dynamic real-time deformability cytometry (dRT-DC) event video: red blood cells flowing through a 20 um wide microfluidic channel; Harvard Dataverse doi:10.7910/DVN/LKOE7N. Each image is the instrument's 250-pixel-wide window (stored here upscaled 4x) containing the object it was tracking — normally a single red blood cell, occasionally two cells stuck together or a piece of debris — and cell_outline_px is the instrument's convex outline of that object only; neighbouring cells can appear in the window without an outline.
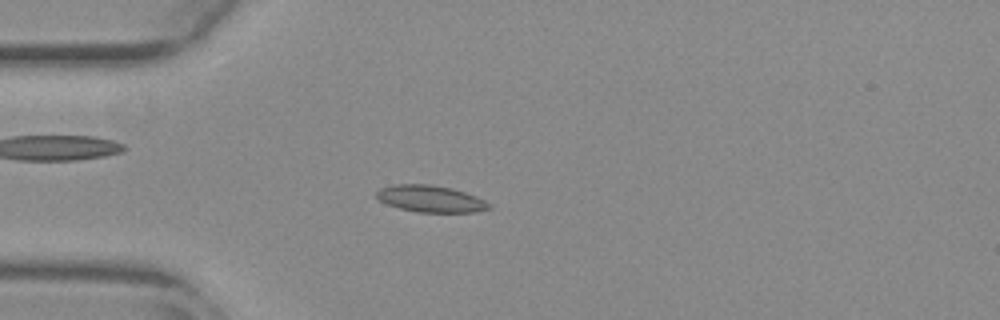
{"species": "common noctule bat (a hibernating species)", "species_latin": "Nyctalus noctula", "temperature_condition": "warm", "stored_images_in_passage": 55, "camera_frame_rate_fps": 3000, "um_per_image_px": 0.085, "animal": {"sex": "female", "body_mass_g": 29.2, "forearm_length_mm": 56.3}, "frame": {"image": 1, "passage_image": 15, "time_ms": 4.667, "image_size_px": [1000, 320], "cell_outline_px": [[492, 208], [476, 212], [416, 212], [400, 208], [388, 204], [380, 200], [376, 196], [376, 192], [380, 188], [392, 184], [432, 184], [452, 188], [476, 196], [492, 204]], "centroid_in_image_um": [36.62, 16.89], "position_along_channel_um": 48.4, "area_um2": 17.63}}
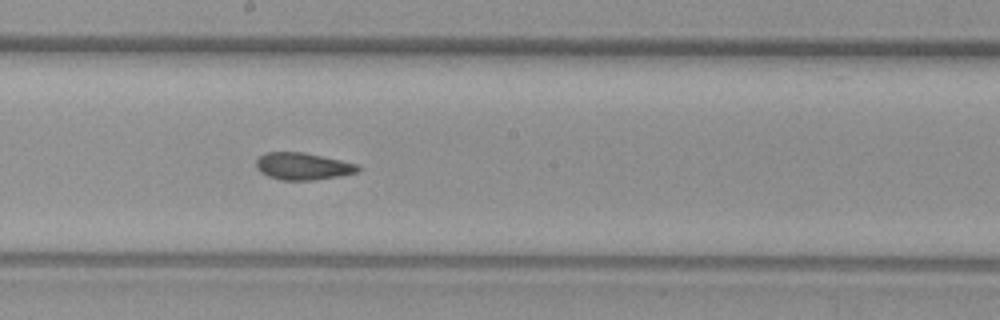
{"frame": {"image": 2, "passage_image": 30, "time_ms": 9.667, "image_size_px": [1000, 320], "cell_outline_px": [[360, 168], [356, 172], [340, 176], [312, 180], [280, 180], [268, 176], [260, 172], [256, 168], [256, 160], [264, 152], [304, 152], [340, 160], [356, 164]], "centroid_in_image_um": [25.69, 14.13], "position_along_channel_um": 222.5, "area_um2": 16.01}}
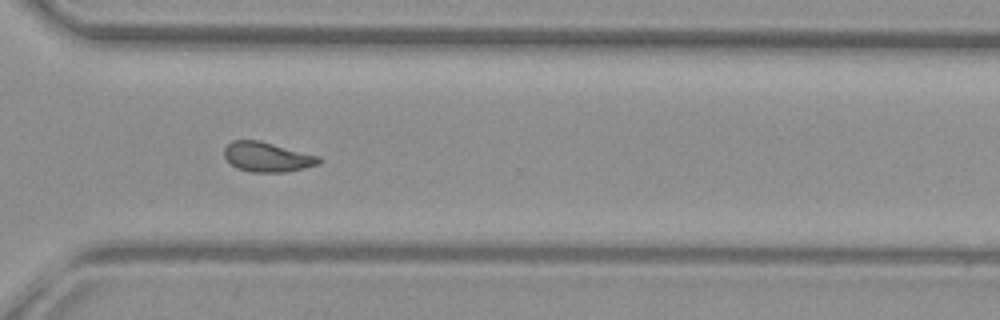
{"frame": {"image": 3, "passage_image": 40, "time_ms": 13.0, "image_size_px": [1000, 320], "cell_outline_px": [[320, 164], [304, 168], [284, 172], [252, 172], [236, 168], [224, 156], [224, 148], [232, 140], [260, 140], [320, 156]], "centroid_in_image_um": [22.72, 13.34], "position_along_channel_um": 347.9, "area_um2": 16.42}, "authors_computed_cell_mechanics": {"area_um2": 16.5886, "velocity_mm_per_s": 3.7659, "shape_relaxation_time_tau1_ms": null, "shape_relaxation_time_tau2_ms": 2.0798, "deformation_change_tau1": null, "deformation_change_tau2": 0.0812}}